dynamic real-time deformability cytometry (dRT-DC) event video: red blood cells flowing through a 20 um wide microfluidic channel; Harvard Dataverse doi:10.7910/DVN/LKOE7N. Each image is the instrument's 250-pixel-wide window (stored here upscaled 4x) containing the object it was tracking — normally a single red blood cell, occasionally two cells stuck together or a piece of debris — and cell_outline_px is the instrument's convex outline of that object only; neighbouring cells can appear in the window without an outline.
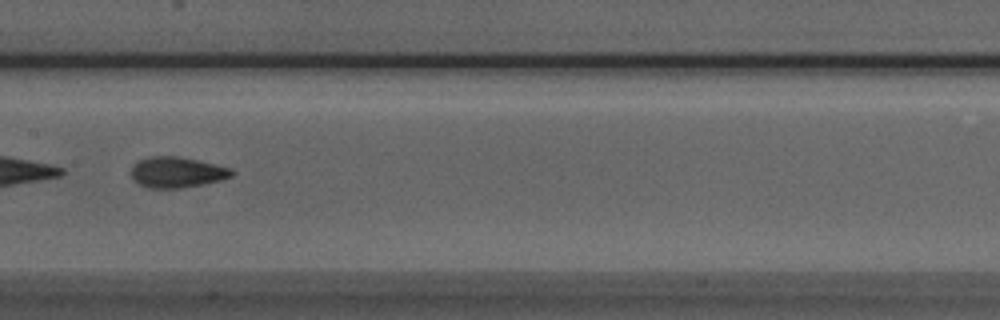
{"species": "Egyptian fruit bat (a non-hibernating species)", "species_latin": "Rousettus aegyptiacus", "temperature_condition": "room temperature", "stored_images_in_passage": 9, "camera_frame_rate_fps": 3000, "um_per_image_px": 0.085, "animal": {"sex": "male"}, "frame": {"image": 1, "passage_image": 8, "time_ms": 2.333, "image_size_px": [1000, 320], "cell_outline_px": [[236, 172], [232, 176], [220, 180], [204, 184], [180, 188], [148, 188], [140, 184], [132, 176], [132, 164], [140, 160], [152, 156], [176, 156], [196, 160], [232, 168]], "centroid_in_image_um": [15.07, 14.64], "position_along_channel_um": 192.3, "area_um2": 17.86}}
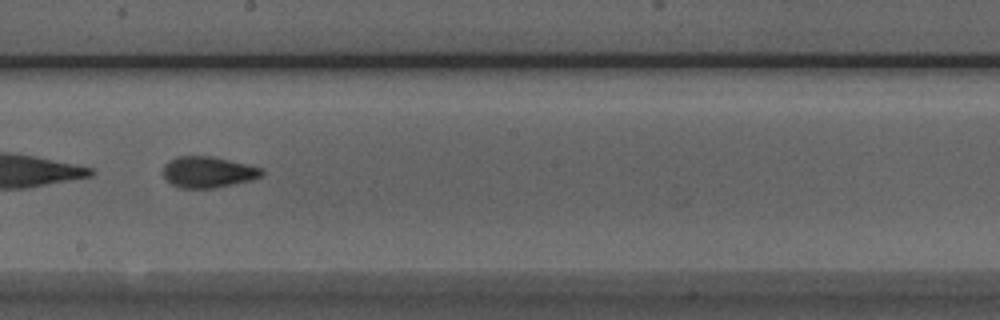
{"frame": {"image": 2, "passage_image": 9, "time_ms": 2.667, "image_size_px": [1000, 320], "cell_outline_px": [[264, 172], [260, 176], [252, 180], [216, 188], [180, 188], [172, 184], [164, 176], [164, 164], [168, 160], [176, 156], [212, 156], [248, 164], [260, 168]], "centroid_in_image_um": [17.67, 14.62], "position_along_channel_um": 230.5, "area_um2": 17.92}}